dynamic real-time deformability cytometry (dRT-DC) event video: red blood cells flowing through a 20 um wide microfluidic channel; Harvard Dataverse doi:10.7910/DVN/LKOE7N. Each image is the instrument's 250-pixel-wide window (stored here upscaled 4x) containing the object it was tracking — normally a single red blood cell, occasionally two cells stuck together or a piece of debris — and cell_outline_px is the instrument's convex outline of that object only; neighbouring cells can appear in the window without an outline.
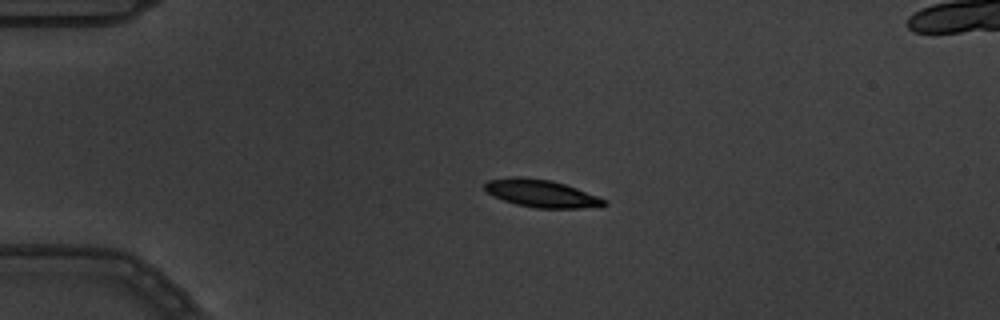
{"species": "common noctule bat (a hibernating species)", "species_latin": "Nyctalus noctula", "temperature_condition": "warm", "stored_images_in_passage": 6, "camera_frame_rate_fps": 3000, "um_per_image_px": 0.085, "animal": {"sex": "male", "body_mass_g": 19.5, "forearm_length_mm": 54.6}, "frame": {"image": 1, "passage_image": 2, "time_ms": 0.333, "image_size_px": [1000, 320], "cell_outline_px": [[608, 204], [580, 208], [536, 208], [516, 204], [504, 200], [488, 192], [484, 188], [484, 184], [488, 180], [508, 176], [520, 176], [552, 180], [576, 188], [608, 200]], "centroid_in_image_um": [46.0, 16.42], "position_along_channel_um": 39.0, "area_um2": 19.07}}
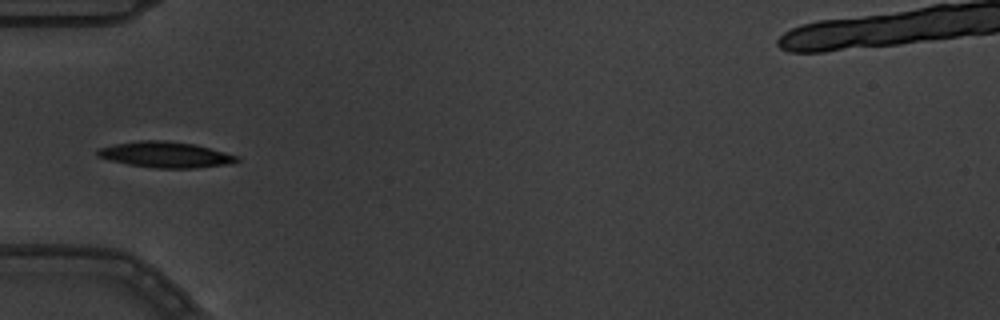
{"frame": {"image": 2, "passage_image": 4, "time_ms": 1.0, "image_size_px": [1000, 320], "cell_outline_px": [[240, 160], [228, 164], [196, 168], [156, 168], [128, 164], [108, 160], [96, 156], [96, 148], [112, 144], [140, 140], [168, 140], [196, 144], [240, 156]], "centroid_in_image_um": [14.04, 13.13], "position_along_channel_um": 71.0, "area_um2": 21.33}}